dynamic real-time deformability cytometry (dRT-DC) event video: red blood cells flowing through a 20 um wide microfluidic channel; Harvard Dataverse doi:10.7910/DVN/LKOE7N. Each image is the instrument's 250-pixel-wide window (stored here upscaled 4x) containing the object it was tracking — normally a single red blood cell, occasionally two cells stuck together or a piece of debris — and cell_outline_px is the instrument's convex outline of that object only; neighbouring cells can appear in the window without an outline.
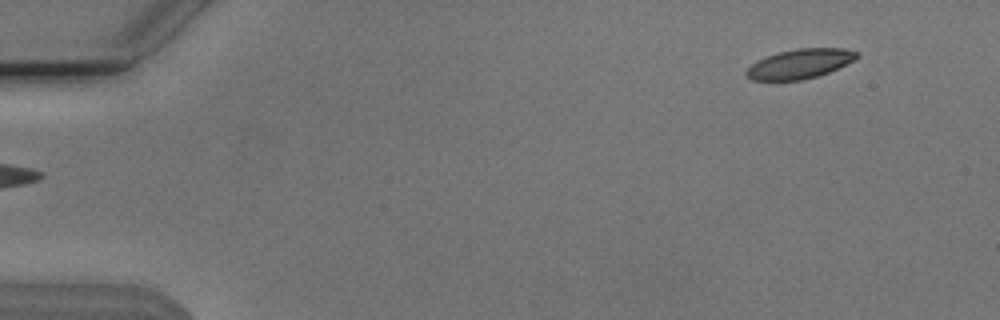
{"species": "Egyptian fruit bat (a non-hibernating species)", "species_latin": "Rousettus aegyptiacus", "temperature_condition": "cold", "stored_images_in_passage": 50, "camera_frame_rate_fps": 3000, "um_per_image_px": 0.085, "animal": {"sex": "male"}, "frame": {"image": 1, "passage_image": 1, "time_ms": 0.0, "image_size_px": [1000, 320], "cell_outline_px": [[860, 56], [856, 60], [828, 72], [816, 76], [800, 80], [752, 80], [744, 72], [756, 60], [780, 52], [796, 48], [844, 48], [860, 52]], "centroid_in_image_um": [68.03, 5.41], "position_along_channel_um": 17.0, "area_um2": 18.96}}
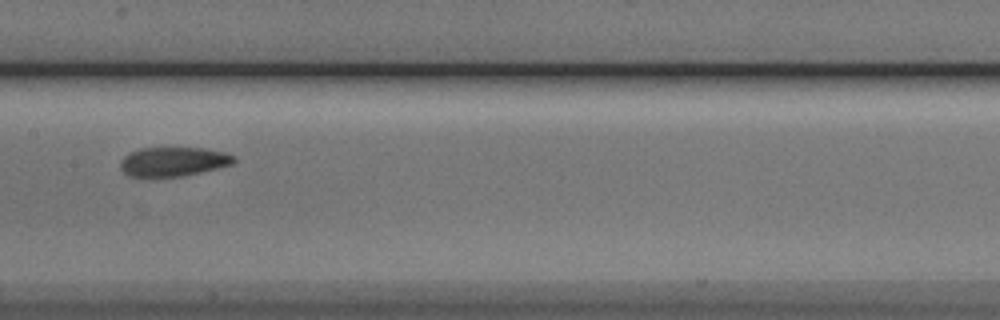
{"frame": {"image": 2, "passage_image": 24, "time_ms": 7.667, "image_size_px": [1000, 320], "cell_outline_px": [[236, 160], [232, 164], [184, 176], [128, 176], [120, 168], [120, 160], [128, 152], [140, 148], [204, 148], [224, 152], [236, 156]], "centroid_in_image_um": [14.71, 13.72], "position_along_channel_um": 192.7, "area_um2": 19.31}}
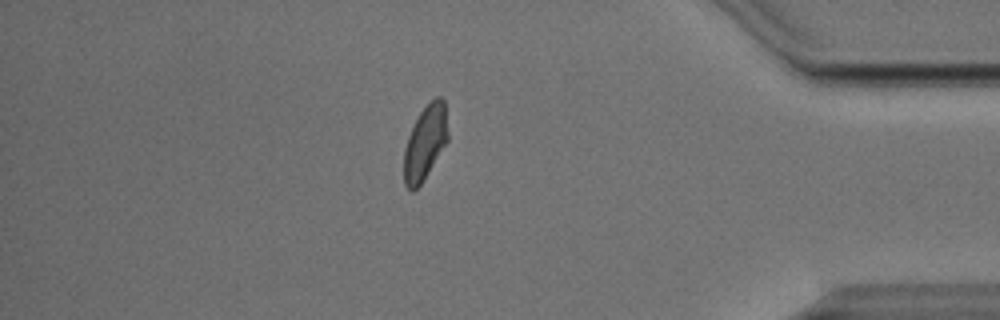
{"frame": {"image": 3, "passage_image": 43, "time_ms": 14.0, "image_size_px": [1000, 320], "cell_outline_px": [[448, 140], [420, 184], [412, 192], [404, 184], [404, 148], [408, 136], [420, 112], [436, 96], [440, 96], [444, 100], [448, 132]], "centroid_in_image_um": [36.13, 12.11], "position_along_channel_um": 399.1, "area_um2": 18.67}, "authors_computed_cell_mechanics": {"area_um2": 19.8832, "velocity_mm_per_s": 3.7843, "shape_relaxation_time_tau1_ms": null, "shape_relaxation_time_tau2_ms": 2.4529, "deformation_change_tau1": null, "deformation_change_tau2": 0.0613}}